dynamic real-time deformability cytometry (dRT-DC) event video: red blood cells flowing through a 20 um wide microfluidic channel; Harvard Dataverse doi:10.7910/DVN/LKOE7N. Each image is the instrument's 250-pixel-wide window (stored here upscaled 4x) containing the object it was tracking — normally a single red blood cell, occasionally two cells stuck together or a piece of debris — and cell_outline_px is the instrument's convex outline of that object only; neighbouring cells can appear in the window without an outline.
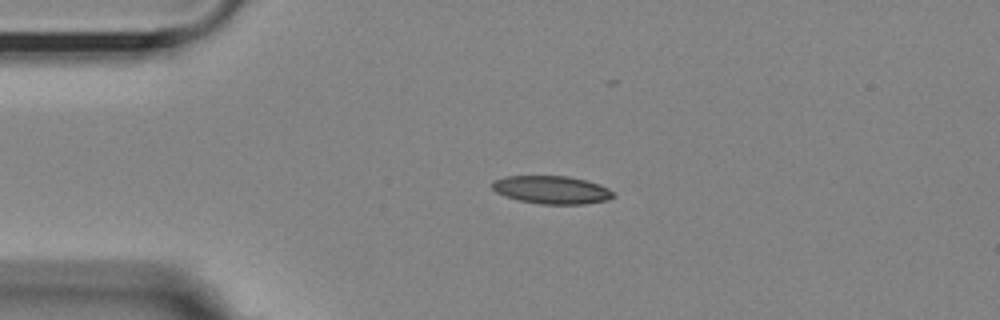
{"species": "Egyptian fruit bat (a non-hibernating species)", "species_latin": "Rousettus aegyptiacus", "temperature_condition": "room temperature", "stored_images_in_passage": 45, "camera_frame_rate_fps": 3000, "um_per_image_px": 0.085, "animal": {"sex": "female"}, "frame": {"image": 1, "passage_image": 1, "time_ms": 0.0, "image_size_px": [1000, 320], "cell_outline_px": [[616, 196], [608, 200], [584, 204], [540, 204], [520, 200], [496, 192], [492, 188], [492, 180], [504, 176], [568, 176], [600, 184], [608, 188]], "centroid_in_image_um": [46.9, 16.13], "position_along_channel_um": 38.1, "area_um2": 19.71}}
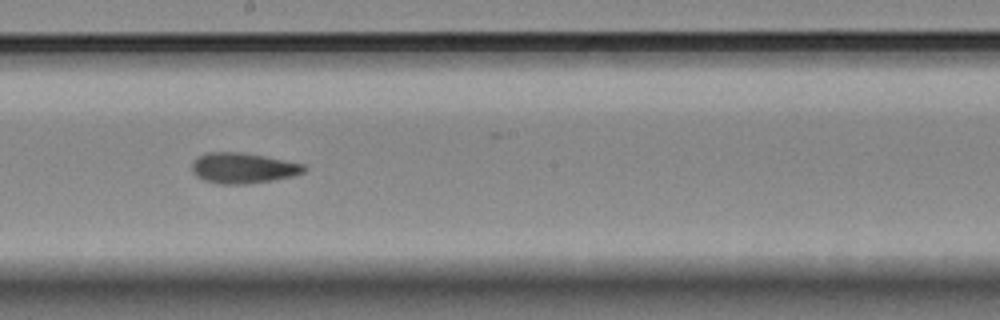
{"frame": {"image": 2, "passage_image": 19, "time_ms": 6.0, "image_size_px": [1000, 320], "cell_outline_px": [[308, 168], [304, 172], [292, 176], [272, 180], [248, 184], [220, 184], [204, 180], [196, 176], [192, 172], [192, 164], [196, 156], [204, 152], [244, 152], [304, 164]], "centroid_in_image_um": [20.63, 14.28], "position_along_channel_um": 227.6, "area_um2": 20.11}}
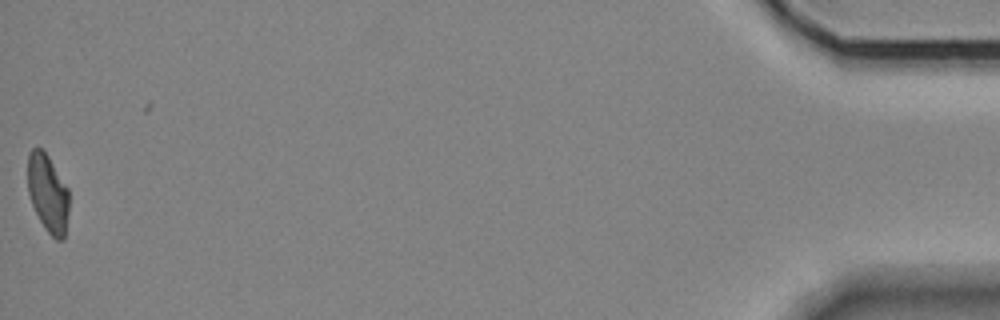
{"frame": {"image": 3, "passage_image": 44, "time_ms": 14.333, "image_size_px": [1000, 320], "cell_outline_px": [[68, 212], [64, 240], [56, 240], [44, 228], [32, 204], [28, 192], [28, 152], [32, 148], [40, 148], [48, 156], [68, 188]], "centroid_in_image_um": [4.06, 16.44], "position_along_channel_um": 431.1, "area_um2": 18.61}, "authors_computed_cell_mechanics": {"area_um2": 19.652, "velocity_mm_per_s": 3.605, "shape_relaxation_time_tau1_ms": 7.8086, "shape_relaxation_time_tau2_ms": 3.0665, "deformation_change_tau1": 0.1978, "deformation_change_tau2": 0.1059}}